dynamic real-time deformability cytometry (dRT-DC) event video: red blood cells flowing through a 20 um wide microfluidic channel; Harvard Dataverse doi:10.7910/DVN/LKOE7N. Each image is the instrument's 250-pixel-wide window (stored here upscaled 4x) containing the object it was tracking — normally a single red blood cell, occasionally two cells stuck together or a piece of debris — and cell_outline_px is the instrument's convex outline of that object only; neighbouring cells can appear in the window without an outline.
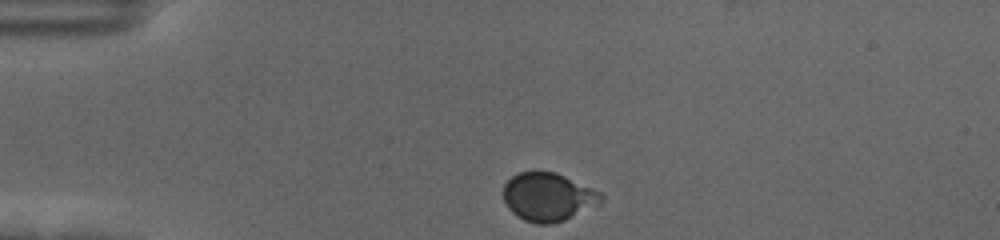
{"species": "human", "species_latin": "Homo sapiens", "temperature_condition": "cold", "stored_images_in_passage": 45, "camera_frame_rate_fps": 3000, "um_per_image_px": 0.085, "donor": {"sex": "female"}, "frame": {"image": 1, "passage_image": 1, "time_ms": 0.0, "image_size_px": [1000, 240], "cell_outline_px": [[604, 200], [600, 204], [564, 220], [552, 224], [536, 224], [524, 220], [516, 216], [508, 208], [504, 200], [504, 184], [512, 176], [520, 172], [532, 168], [556, 172], [600, 192], [604, 196]], "centroid_in_image_um": [46.57, 16.71], "position_along_channel_um": 38.4, "area_um2": 27.98}}
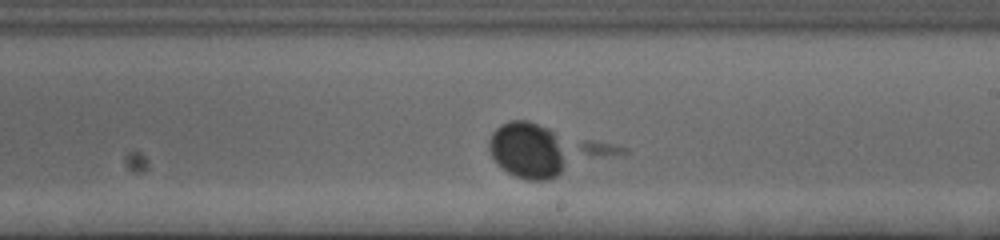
{"frame": {"image": 2, "passage_image": 22, "time_ms": 7.0, "image_size_px": [1000, 240], "cell_outline_px": [[564, 164], [560, 172], [556, 176], [548, 180], [528, 180], [516, 176], [508, 172], [496, 164], [488, 148], [488, 140], [492, 132], [500, 124], [508, 120], [524, 120], [548, 128], [552, 132], [560, 152]], "centroid_in_image_um": [44.7, 12.77], "position_along_channel_um": 244.3, "area_um2": 24.97}}
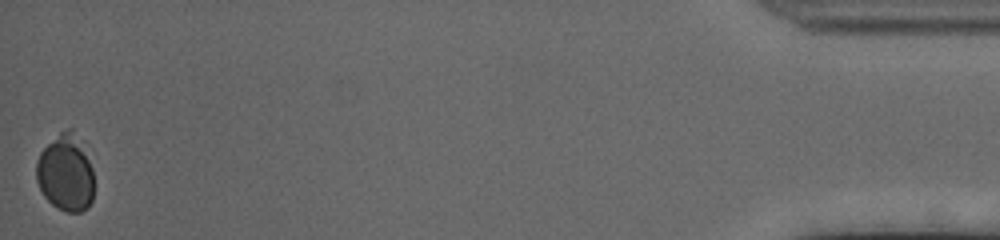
{"frame": {"image": 3, "passage_image": 45, "time_ms": 14.667, "image_size_px": [1000, 240], "cell_outline_px": [[92, 200], [88, 208], [80, 212], [64, 212], [52, 204], [44, 196], [36, 180], [36, 160], [40, 152], [60, 132], [68, 128], [72, 128], [92, 168]], "centroid_in_image_um": [5.55, 14.74], "position_along_channel_um": 429.7, "area_um2": 25.37}}